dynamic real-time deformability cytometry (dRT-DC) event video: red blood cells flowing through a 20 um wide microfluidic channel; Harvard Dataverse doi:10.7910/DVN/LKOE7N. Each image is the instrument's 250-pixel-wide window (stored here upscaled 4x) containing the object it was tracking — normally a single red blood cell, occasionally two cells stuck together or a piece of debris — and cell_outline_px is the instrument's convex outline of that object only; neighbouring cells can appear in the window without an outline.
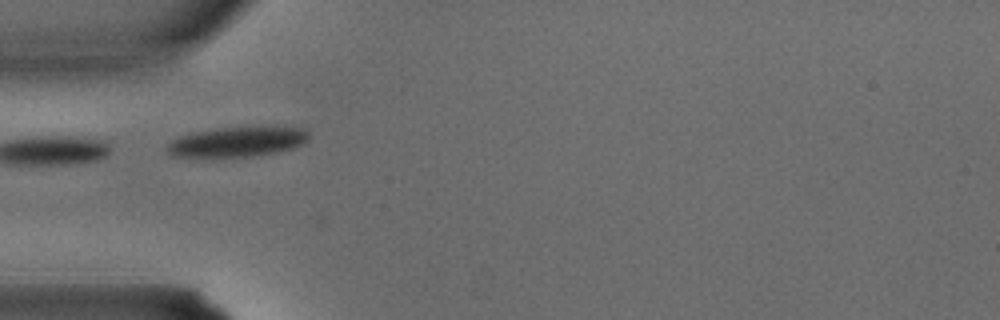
{"species": "common noctule bat (a hibernating species)", "species_latin": "Nyctalus noctula", "temperature_condition": "warm", "stored_images_in_passage": 1, "camera_frame_rate_fps": 3000, "um_per_image_px": 0.085, "animal": {"sex": "male", "body_mass_g": 15.6}, "frame": {"image": 1, "passage_image": 1, "time_ms": 0.0, "image_size_px": [1000, 320], "cell_outline_px": [[308, 136], [300, 144], [292, 148], [276, 152], [248, 156], [172, 156], [164, 148], [172, 140], [188, 132], [220, 128], [300, 128], [308, 132]], "centroid_in_image_um": [20.05, 12.06], "position_along_channel_um": 65.0, "area_um2": 23.87}}